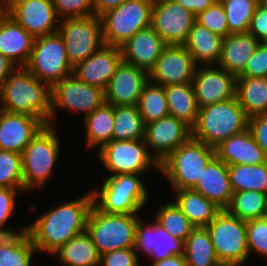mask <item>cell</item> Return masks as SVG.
<instances>
[{
  "instance_id": "8d00e7d4",
  "label": "cell",
  "mask_w": 267,
  "mask_h": 266,
  "mask_svg": "<svg viewBox=\"0 0 267 266\" xmlns=\"http://www.w3.org/2000/svg\"><path fill=\"white\" fill-rule=\"evenodd\" d=\"M267 194L258 191L233 192L225 209L229 214L243 221L266 217Z\"/></svg>"
},
{
  "instance_id": "91938a15",
  "label": "cell",
  "mask_w": 267,
  "mask_h": 266,
  "mask_svg": "<svg viewBox=\"0 0 267 266\" xmlns=\"http://www.w3.org/2000/svg\"><path fill=\"white\" fill-rule=\"evenodd\" d=\"M261 5L267 9V0H261Z\"/></svg>"
},
{
  "instance_id": "7dc6e473",
  "label": "cell",
  "mask_w": 267,
  "mask_h": 266,
  "mask_svg": "<svg viewBox=\"0 0 267 266\" xmlns=\"http://www.w3.org/2000/svg\"><path fill=\"white\" fill-rule=\"evenodd\" d=\"M237 77H267V42H260L246 67Z\"/></svg>"
},
{
  "instance_id": "f35d334b",
  "label": "cell",
  "mask_w": 267,
  "mask_h": 266,
  "mask_svg": "<svg viewBox=\"0 0 267 266\" xmlns=\"http://www.w3.org/2000/svg\"><path fill=\"white\" fill-rule=\"evenodd\" d=\"M137 107L144 125L168 116L164 87L148 81L143 87Z\"/></svg>"
},
{
  "instance_id": "7a4b0ae2",
  "label": "cell",
  "mask_w": 267,
  "mask_h": 266,
  "mask_svg": "<svg viewBox=\"0 0 267 266\" xmlns=\"http://www.w3.org/2000/svg\"><path fill=\"white\" fill-rule=\"evenodd\" d=\"M51 87L26 67H17L0 87V110L41 117L50 124Z\"/></svg>"
},
{
  "instance_id": "ffe728a7",
  "label": "cell",
  "mask_w": 267,
  "mask_h": 266,
  "mask_svg": "<svg viewBox=\"0 0 267 266\" xmlns=\"http://www.w3.org/2000/svg\"><path fill=\"white\" fill-rule=\"evenodd\" d=\"M45 125L41 117L0 110V150L21 154Z\"/></svg>"
},
{
  "instance_id": "83f0119b",
  "label": "cell",
  "mask_w": 267,
  "mask_h": 266,
  "mask_svg": "<svg viewBox=\"0 0 267 266\" xmlns=\"http://www.w3.org/2000/svg\"><path fill=\"white\" fill-rule=\"evenodd\" d=\"M223 39L195 22L184 46L198 66L217 65L221 57Z\"/></svg>"
},
{
  "instance_id": "5bb4252c",
  "label": "cell",
  "mask_w": 267,
  "mask_h": 266,
  "mask_svg": "<svg viewBox=\"0 0 267 266\" xmlns=\"http://www.w3.org/2000/svg\"><path fill=\"white\" fill-rule=\"evenodd\" d=\"M196 16L175 0H154L151 27L167 45H184Z\"/></svg>"
},
{
  "instance_id": "60d3db41",
  "label": "cell",
  "mask_w": 267,
  "mask_h": 266,
  "mask_svg": "<svg viewBox=\"0 0 267 266\" xmlns=\"http://www.w3.org/2000/svg\"><path fill=\"white\" fill-rule=\"evenodd\" d=\"M226 13L229 34L248 32L261 0H221Z\"/></svg>"
},
{
  "instance_id": "f1b7e54d",
  "label": "cell",
  "mask_w": 267,
  "mask_h": 266,
  "mask_svg": "<svg viewBox=\"0 0 267 266\" xmlns=\"http://www.w3.org/2000/svg\"><path fill=\"white\" fill-rule=\"evenodd\" d=\"M172 200L182 213L196 227H207L221 211L213 202L209 201L193 189L171 190Z\"/></svg>"
},
{
  "instance_id": "bcb514c9",
  "label": "cell",
  "mask_w": 267,
  "mask_h": 266,
  "mask_svg": "<svg viewBox=\"0 0 267 266\" xmlns=\"http://www.w3.org/2000/svg\"><path fill=\"white\" fill-rule=\"evenodd\" d=\"M60 20L95 15L93 0H52Z\"/></svg>"
},
{
  "instance_id": "f6af8a7d",
  "label": "cell",
  "mask_w": 267,
  "mask_h": 266,
  "mask_svg": "<svg viewBox=\"0 0 267 266\" xmlns=\"http://www.w3.org/2000/svg\"><path fill=\"white\" fill-rule=\"evenodd\" d=\"M25 194L24 188H2L0 187V229L3 230L7 235L17 234L26 230L25 226L20 228L19 230H13L11 228H6L8 221L10 220L11 216L14 215L16 211L15 208L17 205V195Z\"/></svg>"
},
{
  "instance_id": "8fae6325",
  "label": "cell",
  "mask_w": 267,
  "mask_h": 266,
  "mask_svg": "<svg viewBox=\"0 0 267 266\" xmlns=\"http://www.w3.org/2000/svg\"><path fill=\"white\" fill-rule=\"evenodd\" d=\"M25 67L50 87L73 73V66L58 32L34 39L31 57Z\"/></svg>"
},
{
  "instance_id": "94428289",
  "label": "cell",
  "mask_w": 267,
  "mask_h": 266,
  "mask_svg": "<svg viewBox=\"0 0 267 266\" xmlns=\"http://www.w3.org/2000/svg\"><path fill=\"white\" fill-rule=\"evenodd\" d=\"M266 217H267V200H266Z\"/></svg>"
},
{
  "instance_id": "ba28073f",
  "label": "cell",
  "mask_w": 267,
  "mask_h": 266,
  "mask_svg": "<svg viewBox=\"0 0 267 266\" xmlns=\"http://www.w3.org/2000/svg\"><path fill=\"white\" fill-rule=\"evenodd\" d=\"M154 0H126L100 16L104 45L121 47L136 32L151 26Z\"/></svg>"
},
{
  "instance_id": "5b68a950",
  "label": "cell",
  "mask_w": 267,
  "mask_h": 266,
  "mask_svg": "<svg viewBox=\"0 0 267 266\" xmlns=\"http://www.w3.org/2000/svg\"><path fill=\"white\" fill-rule=\"evenodd\" d=\"M56 129V126L45 125L21 153L25 193L42 189L58 165L61 141Z\"/></svg>"
},
{
  "instance_id": "277c9868",
  "label": "cell",
  "mask_w": 267,
  "mask_h": 266,
  "mask_svg": "<svg viewBox=\"0 0 267 266\" xmlns=\"http://www.w3.org/2000/svg\"><path fill=\"white\" fill-rule=\"evenodd\" d=\"M144 174H124L102 179L92 191L94 205L106 214H139L148 203ZM140 211V212H139Z\"/></svg>"
},
{
  "instance_id": "db71d44e",
  "label": "cell",
  "mask_w": 267,
  "mask_h": 266,
  "mask_svg": "<svg viewBox=\"0 0 267 266\" xmlns=\"http://www.w3.org/2000/svg\"><path fill=\"white\" fill-rule=\"evenodd\" d=\"M18 66L0 53V87Z\"/></svg>"
},
{
  "instance_id": "30bf717a",
  "label": "cell",
  "mask_w": 267,
  "mask_h": 266,
  "mask_svg": "<svg viewBox=\"0 0 267 266\" xmlns=\"http://www.w3.org/2000/svg\"><path fill=\"white\" fill-rule=\"evenodd\" d=\"M104 103L105 90L79 80L72 73L51 86L50 125L56 126L60 110L81 113L85 117Z\"/></svg>"
},
{
  "instance_id": "f907efd6",
  "label": "cell",
  "mask_w": 267,
  "mask_h": 266,
  "mask_svg": "<svg viewBox=\"0 0 267 266\" xmlns=\"http://www.w3.org/2000/svg\"><path fill=\"white\" fill-rule=\"evenodd\" d=\"M248 32L259 42H267V9L263 5L257 7Z\"/></svg>"
},
{
  "instance_id": "680465c9",
  "label": "cell",
  "mask_w": 267,
  "mask_h": 266,
  "mask_svg": "<svg viewBox=\"0 0 267 266\" xmlns=\"http://www.w3.org/2000/svg\"><path fill=\"white\" fill-rule=\"evenodd\" d=\"M5 236H7V234L3 230L0 229V242Z\"/></svg>"
},
{
  "instance_id": "7bdbcfd3",
  "label": "cell",
  "mask_w": 267,
  "mask_h": 266,
  "mask_svg": "<svg viewBox=\"0 0 267 266\" xmlns=\"http://www.w3.org/2000/svg\"><path fill=\"white\" fill-rule=\"evenodd\" d=\"M246 232L249 255L255 252L267 260V217L246 221Z\"/></svg>"
},
{
  "instance_id": "7402d4cb",
  "label": "cell",
  "mask_w": 267,
  "mask_h": 266,
  "mask_svg": "<svg viewBox=\"0 0 267 266\" xmlns=\"http://www.w3.org/2000/svg\"><path fill=\"white\" fill-rule=\"evenodd\" d=\"M122 60L121 47L103 45L86 60L77 63L73 74L89 85L106 90Z\"/></svg>"
},
{
  "instance_id": "11a10c76",
  "label": "cell",
  "mask_w": 267,
  "mask_h": 266,
  "mask_svg": "<svg viewBox=\"0 0 267 266\" xmlns=\"http://www.w3.org/2000/svg\"><path fill=\"white\" fill-rule=\"evenodd\" d=\"M149 266H187L184 255H174L159 261H150Z\"/></svg>"
},
{
  "instance_id": "836d02e7",
  "label": "cell",
  "mask_w": 267,
  "mask_h": 266,
  "mask_svg": "<svg viewBox=\"0 0 267 266\" xmlns=\"http://www.w3.org/2000/svg\"><path fill=\"white\" fill-rule=\"evenodd\" d=\"M36 253L26 230L7 235L0 242V266H31Z\"/></svg>"
},
{
  "instance_id": "f5cc1de1",
  "label": "cell",
  "mask_w": 267,
  "mask_h": 266,
  "mask_svg": "<svg viewBox=\"0 0 267 266\" xmlns=\"http://www.w3.org/2000/svg\"><path fill=\"white\" fill-rule=\"evenodd\" d=\"M126 0H93V8L96 16L100 17L109 10L115 9Z\"/></svg>"
},
{
  "instance_id": "4316f807",
  "label": "cell",
  "mask_w": 267,
  "mask_h": 266,
  "mask_svg": "<svg viewBox=\"0 0 267 266\" xmlns=\"http://www.w3.org/2000/svg\"><path fill=\"white\" fill-rule=\"evenodd\" d=\"M259 43L249 32L229 34L223 39L221 57L217 65L238 76Z\"/></svg>"
},
{
  "instance_id": "ee69618b",
  "label": "cell",
  "mask_w": 267,
  "mask_h": 266,
  "mask_svg": "<svg viewBox=\"0 0 267 266\" xmlns=\"http://www.w3.org/2000/svg\"><path fill=\"white\" fill-rule=\"evenodd\" d=\"M196 22L223 38L229 35L226 13L220 1L199 13Z\"/></svg>"
},
{
  "instance_id": "f546056e",
  "label": "cell",
  "mask_w": 267,
  "mask_h": 266,
  "mask_svg": "<svg viewBox=\"0 0 267 266\" xmlns=\"http://www.w3.org/2000/svg\"><path fill=\"white\" fill-rule=\"evenodd\" d=\"M85 129V145L99 151L104 145L112 141L114 128V106L104 103L91 114L83 118Z\"/></svg>"
},
{
  "instance_id": "cb8c5ba5",
  "label": "cell",
  "mask_w": 267,
  "mask_h": 266,
  "mask_svg": "<svg viewBox=\"0 0 267 266\" xmlns=\"http://www.w3.org/2000/svg\"><path fill=\"white\" fill-rule=\"evenodd\" d=\"M193 190L202 194L221 210H225L233 195L228 165L215 156L207 164Z\"/></svg>"
},
{
  "instance_id": "2e32d148",
  "label": "cell",
  "mask_w": 267,
  "mask_h": 266,
  "mask_svg": "<svg viewBox=\"0 0 267 266\" xmlns=\"http://www.w3.org/2000/svg\"><path fill=\"white\" fill-rule=\"evenodd\" d=\"M9 16L34 38L56 33L60 23L52 0H11Z\"/></svg>"
},
{
  "instance_id": "9c48e42d",
  "label": "cell",
  "mask_w": 267,
  "mask_h": 266,
  "mask_svg": "<svg viewBox=\"0 0 267 266\" xmlns=\"http://www.w3.org/2000/svg\"><path fill=\"white\" fill-rule=\"evenodd\" d=\"M97 159L109 176L160 172V163L149 152L144 139L112 140L97 151Z\"/></svg>"
},
{
  "instance_id": "e575fe53",
  "label": "cell",
  "mask_w": 267,
  "mask_h": 266,
  "mask_svg": "<svg viewBox=\"0 0 267 266\" xmlns=\"http://www.w3.org/2000/svg\"><path fill=\"white\" fill-rule=\"evenodd\" d=\"M183 255L187 266H214L219 262L206 227L192 231L184 241Z\"/></svg>"
},
{
  "instance_id": "52a82bcc",
  "label": "cell",
  "mask_w": 267,
  "mask_h": 266,
  "mask_svg": "<svg viewBox=\"0 0 267 266\" xmlns=\"http://www.w3.org/2000/svg\"><path fill=\"white\" fill-rule=\"evenodd\" d=\"M139 214H106L92 206L86 231L100 255L125 248H134Z\"/></svg>"
},
{
  "instance_id": "9f6ffc18",
  "label": "cell",
  "mask_w": 267,
  "mask_h": 266,
  "mask_svg": "<svg viewBox=\"0 0 267 266\" xmlns=\"http://www.w3.org/2000/svg\"><path fill=\"white\" fill-rule=\"evenodd\" d=\"M9 16V3L0 0V24Z\"/></svg>"
},
{
  "instance_id": "b9f144b4",
  "label": "cell",
  "mask_w": 267,
  "mask_h": 266,
  "mask_svg": "<svg viewBox=\"0 0 267 266\" xmlns=\"http://www.w3.org/2000/svg\"><path fill=\"white\" fill-rule=\"evenodd\" d=\"M0 187L24 188L21 154L0 150Z\"/></svg>"
},
{
  "instance_id": "484cf974",
  "label": "cell",
  "mask_w": 267,
  "mask_h": 266,
  "mask_svg": "<svg viewBox=\"0 0 267 266\" xmlns=\"http://www.w3.org/2000/svg\"><path fill=\"white\" fill-rule=\"evenodd\" d=\"M34 39L11 16L0 24V53L18 67H25L29 62Z\"/></svg>"
},
{
  "instance_id": "d4e9b609",
  "label": "cell",
  "mask_w": 267,
  "mask_h": 266,
  "mask_svg": "<svg viewBox=\"0 0 267 266\" xmlns=\"http://www.w3.org/2000/svg\"><path fill=\"white\" fill-rule=\"evenodd\" d=\"M215 154L228 166L259 165L267 162L262 148L256 143L249 129L224 140L215 148Z\"/></svg>"
},
{
  "instance_id": "6f0895ef",
  "label": "cell",
  "mask_w": 267,
  "mask_h": 266,
  "mask_svg": "<svg viewBox=\"0 0 267 266\" xmlns=\"http://www.w3.org/2000/svg\"><path fill=\"white\" fill-rule=\"evenodd\" d=\"M214 266H239V265H236V264H233V263H227V262H218Z\"/></svg>"
},
{
  "instance_id": "d6a6232c",
  "label": "cell",
  "mask_w": 267,
  "mask_h": 266,
  "mask_svg": "<svg viewBox=\"0 0 267 266\" xmlns=\"http://www.w3.org/2000/svg\"><path fill=\"white\" fill-rule=\"evenodd\" d=\"M236 97L248 118L267 114V77H237Z\"/></svg>"
},
{
  "instance_id": "681fc988",
  "label": "cell",
  "mask_w": 267,
  "mask_h": 266,
  "mask_svg": "<svg viewBox=\"0 0 267 266\" xmlns=\"http://www.w3.org/2000/svg\"><path fill=\"white\" fill-rule=\"evenodd\" d=\"M248 129L267 158V114L248 118Z\"/></svg>"
},
{
  "instance_id": "44dd1931",
  "label": "cell",
  "mask_w": 267,
  "mask_h": 266,
  "mask_svg": "<svg viewBox=\"0 0 267 266\" xmlns=\"http://www.w3.org/2000/svg\"><path fill=\"white\" fill-rule=\"evenodd\" d=\"M148 72L121 61L105 90V102L113 106L137 105Z\"/></svg>"
},
{
  "instance_id": "7c38bea8",
  "label": "cell",
  "mask_w": 267,
  "mask_h": 266,
  "mask_svg": "<svg viewBox=\"0 0 267 266\" xmlns=\"http://www.w3.org/2000/svg\"><path fill=\"white\" fill-rule=\"evenodd\" d=\"M219 262L243 266L249 259L246 221L221 210L206 227Z\"/></svg>"
},
{
  "instance_id": "ac0fdd59",
  "label": "cell",
  "mask_w": 267,
  "mask_h": 266,
  "mask_svg": "<svg viewBox=\"0 0 267 266\" xmlns=\"http://www.w3.org/2000/svg\"><path fill=\"white\" fill-rule=\"evenodd\" d=\"M191 137L192 129L171 115L145 125V144L159 163Z\"/></svg>"
},
{
  "instance_id": "4fadbf2b",
  "label": "cell",
  "mask_w": 267,
  "mask_h": 266,
  "mask_svg": "<svg viewBox=\"0 0 267 266\" xmlns=\"http://www.w3.org/2000/svg\"><path fill=\"white\" fill-rule=\"evenodd\" d=\"M57 32L63 39L68 60L73 67L104 45L101 19L96 15L62 19Z\"/></svg>"
},
{
  "instance_id": "8992f818",
  "label": "cell",
  "mask_w": 267,
  "mask_h": 266,
  "mask_svg": "<svg viewBox=\"0 0 267 266\" xmlns=\"http://www.w3.org/2000/svg\"><path fill=\"white\" fill-rule=\"evenodd\" d=\"M216 156L215 149L191 137L160 162V172L171 190L193 189L207 164Z\"/></svg>"
},
{
  "instance_id": "6da1fadb",
  "label": "cell",
  "mask_w": 267,
  "mask_h": 266,
  "mask_svg": "<svg viewBox=\"0 0 267 266\" xmlns=\"http://www.w3.org/2000/svg\"><path fill=\"white\" fill-rule=\"evenodd\" d=\"M90 191V192H89ZM73 200L51 206L26 225V231L38 253L50 256L73 237L86 231L94 199L92 191Z\"/></svg>"
},
{
  "instance_id": "4dcf8cb0",
  "label": "cell",
  "mask_w": 267,
  "mask_h": 266,
  "mask_svg": "<svg viewBox=\"0 0 267 266\" xmlns=\"http://www.w3.org/2000/svg\"><path fill=\"white\" fill-rule=\"evenodd\" d=\"M52 256L58 258L61 266H99L101 257L87 231L73 237Z\"/></svg>"
},
{
  "instance_id": "816d5d0a",
  "label": "cell",
  "mask_w": 267,
  "mask_h": 266,
  "mask_svg": "<svg viewBox=\"0 0 267 266\" xmlns=\"http://www.w3.org/2000/svg\"><path fill=\"white\" fill-rule=\"evenodd\" d=\"M175 2L197 16L199 13L212 6L216 0H175Z\"/></svg>"
},
{
  "instance_id": "ab89813d",
  "label": "cell",
  "mask_w": 267,
  "mask_h": 266,
  "mask_svg": "<svg viewBox=\"0 0 267 266\" xmlns=\"http://www.w3.org/2000/svg\"><path fill=\"white\" fill-rule=\"evenodd\" d=\"M156 209L152 220L183 242L196 228L173 200L166 204L160 203Z\"/></svg>"
},
{
  "instance_id": "9a60e30c",
  "label": "cell",
  "mask_w": 267,
  "mask_h": 266,
  "mask_svg": "<svg viewBox=\"0 0 267 266\" xmlns=\"http://www.w3.org/2000/svg\"><path fill=\"white\" fill-rule=\"evenodd\" d=\"M197 66L184 45H167L149 71V81L163 87L192 83Z\"/></svg>"
},
{
  "instance_id": "e0dca14e",
  "label": "cell",
  "mask_w": 267,
  "mask_h": 266,
  "mask_svg": "<svg viewBox=\"0 0 267 266\" xmlns=\"http://www.w3.org/2000/svg\"><path fill=\"white\" fill-rule=\"evenodd\" d=\"M237 76L218 65L197 66L193 79L198 108L236 96Z\"/></svg>"
},
{
  "instance_id": "1f68e13d",
  "label": "cell",
  "mask_w": 267,
  "mask_h": 266,
  "mask_svg": "<svg viewBox=\"0 0 267 266\" xmlns=\"http://www.w3.org/2000/svg\"><path fill=\"white\" fill-rule=\"evenodd\" d=\"M169 115L184 122L191 129L196 124L199 108L192 83L164 86Z\"/></svg>"
},
{
  "instance_id": "3957f363",
  "label": "cell",
  "mask_w": 267,
  "mask_h": 266,
  "mask_svg": "<svg viewBox=\"0 0 267 266\" xmlns=\"http://www.w3.org/2000/svg\"><path fill=\"white\" fill-rule=\"evenodd\" d=\"M248 129V117L237 97L199 108L192 137L216 148L224 140Z\"/></svg>"
},
{
  "instance_id": "74e56055",
  "label": "cell",
  "mask_w": 267,
  "mask_h": 266,
  "mask_svg": "<svg viewBox=\"0 0 267 266\" xmlns=\"http://www.w3.org/2000/svg\"><path fill=\"white\" fill-rule=\"evenodd\" d=\"M145 125L137 105L114 106L112 140L144 139Z\"/></svg>"
},
{
  "instance_id": "603a6c76",
  "label": "cell",
  "mask_w": 267,
  "mask_h": 266,
  "mask_svg": "<svg viewBox=\"0 0 267 266\" xmlns=\"http://www.w3.org/2000/svg\"><path fill=\"white\" fill-rule=\"evenodd\" d=\"M167 44L150 26L136 32L122 46L123 61L149 73Z\"/></svg>"
},
{
  "instance_id": "d590c367",
  "label": "cell",
  "mask_w": 267,
  "mask_h": 266,
  "mask_svg": "<svg viewBox=\"0 0 267 266\" xmlns=\"http://www.w3.org/2000/svg\"><path fill=\"white\" fill-rule=\"evenodd\" d=\"M233 192L258 191L267 194V162L259 165L228 166Z\"/></svg>"
},
{
  "instance_id": "c3c4849f",
  "label": "cell",
  "mask_w": 267,
  "mask_h": 266,
  "mask_svg": "<svg viewBox=\"0 0 267 266\" xmlns=\"http://www.w3.org/2000/svg\"><path fill=\"white\" fill-rule=\"evenodd\" d=\"M139 261L134 248H125L102 254L99 266H139Z\"/></svg>"
},
{
  "instance_id": "d6986e66",
  "label": "cell",
  "mask_w": 267,
  "mask_h": 266,
  "mask_svg": "<svg viewBox=\"0 0 267 266\" xmlns=\"http://www.w3.org/2000/svg\"><path fill=\"white\" fill-rule=\"evenodd\" d=\"M183 247V241L169 234L154 220L147 224L142 217L139 219L134 245L138 255L140 251L142 256L150 258L149 261H159L174 255H183Z\"/></svg>"
}]
</instances>
